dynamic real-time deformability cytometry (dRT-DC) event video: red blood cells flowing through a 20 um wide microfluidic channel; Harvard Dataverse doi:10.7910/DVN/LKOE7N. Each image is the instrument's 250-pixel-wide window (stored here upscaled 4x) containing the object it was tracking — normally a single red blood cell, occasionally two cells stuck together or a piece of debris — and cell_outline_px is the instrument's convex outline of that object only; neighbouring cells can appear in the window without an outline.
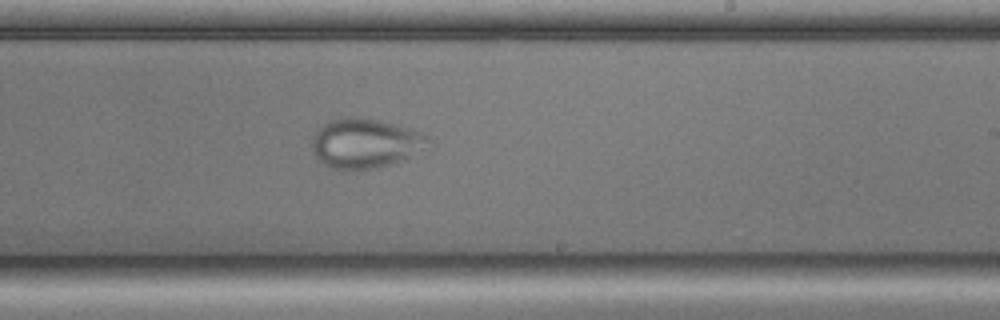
{"species": "common noctule bat (a hibernating species)", "species_latin": "Nyctalus noctula", "temperature_condition": "cold", "stored_images_in_passage": 43, "camera_frame_rate_fps": 3000, "um_per_image_px": 0.085, "animal": {"sex": "male", "body_mass_g": 17.9, "forearm_length_mm": 54.2}, "frame": {"image": 1, "passage_image": 20, "time_ms": 6.333, "image_size_px": [1000, 320], "cell_outline_px": [[432, 140], [404, 160], [380, 168], [356, 172], [344, 172], [332, 168], [324, 164], [312, 152], [312, 136], [324, 124], [332, 120], [348, 116], [360, 116], [380, 120], [412, 128], [424, 132]], "centroid_in_image_um": [31.03, 12.2], "position_along_channel_um": 258.0, "area_um2": 34.33}}